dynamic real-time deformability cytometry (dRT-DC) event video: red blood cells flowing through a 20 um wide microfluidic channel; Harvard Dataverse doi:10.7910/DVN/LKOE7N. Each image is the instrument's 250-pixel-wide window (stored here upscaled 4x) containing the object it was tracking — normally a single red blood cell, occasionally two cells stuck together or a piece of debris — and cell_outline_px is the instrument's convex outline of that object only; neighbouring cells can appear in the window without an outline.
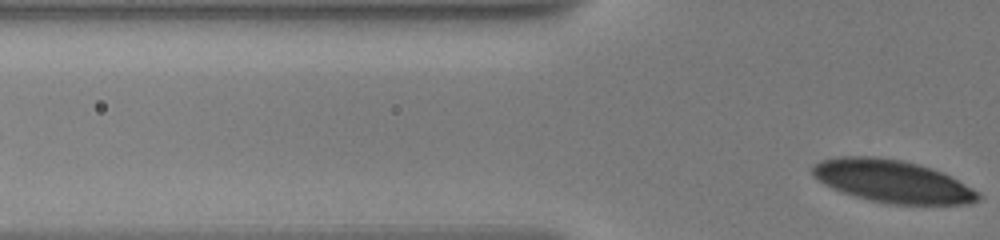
{"species": "human", "species_latin": "Homo sapiens", "temperature_condition": "warm", "stored_images_in_passage": 5, "segment_of_instrument_passage": [2, 2], "camera_frame_rate_fps": 3000, "um_per_image_px": 0.085, "donor": {"sex": "male"}, "frame": {"image": 1, "passage_image": 5, "time_ms": 4.667, "image_size_px": [1000, 240], "cell_outline_px": [[980, 200], [968, 204], [896, 204], [872, 200], [856, 196], [832, 188], [824, 184], [812, 176], [812, 164], [820, 160], [840, 156], [872, 156], [900, 160], [932, 168], [980, 192]], "centroid_in_image_um": [75.81, 15.4], "position_along_channel_um": 50.0, "area_um2": 40.63}}